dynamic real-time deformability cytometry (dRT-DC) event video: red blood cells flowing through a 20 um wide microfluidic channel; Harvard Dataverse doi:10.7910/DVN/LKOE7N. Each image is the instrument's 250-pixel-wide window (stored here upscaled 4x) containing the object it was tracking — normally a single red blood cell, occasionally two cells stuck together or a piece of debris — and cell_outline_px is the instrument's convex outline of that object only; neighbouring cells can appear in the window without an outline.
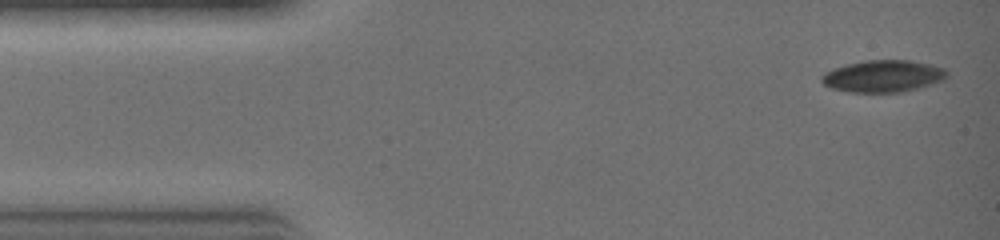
{"species": "common noctule bat (a hibernating species)", "species_latin": "Nyctalus noctula", "temperature_condition": "warm", "stored_images_in_passage": 30, "camera_frame_rate_fps": 3000, "um_per_image_px": 0.085, "animal": {"sex": "female", "body_mass_g": 19.0, "forearm_length_mm": 51.5}, "frame": {"image": 1, "passage_image": 1, "time_ms": 0.0, "image_size_px": [1000, 240], "cell_outline_px": [[948, 76], [944, 80], [932, 84], [900, 92], [848, 92], [832, 88], [824, 84], [820, 80], [820, 76], [824, 72], [848, 64], [868, 60], [908, 60], [928, 64], [944, 68], [948, 72]], "centroid_in_image_um": [75.06, 6.47], "position_along_channel_um": 9.9, "area_um2": 23.18}}
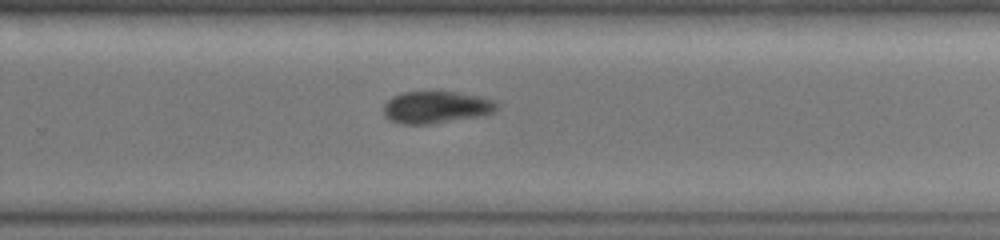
{"frame": {"image": 2, "passage_image": 19, "time_ms": 6.0, "image_size_px": [1000, 240], "cell_outline_px": [[500, 108], [496, 112], [484, 116], [428, 124], [400, 124], [384, 116], [384, 104], [392, 96], [404, 92], [460, 92], [484, 96], [496, 100], [500, 104]], "centroid_in_image_um": [37.19, 9.11], "position_along_channel_um": 292.6, "area_um2": 21.68}}
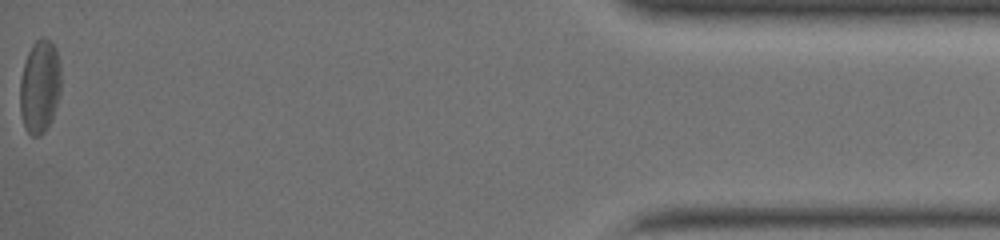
{"frame": {"image": 3, "passage_image": 30, "time_ms": 9.667, "image_size_px": [1000, 240], "cell_outline_px": [[60, 92], [48, 128], [40, 136], [32, 136], [24, 128], [20, 112], [20, 80], [24, 64], [28, 52], [32, 44], [40, 36], [44, 36], [56, 48], [60, 64]], "centroid_in_image_um": [3.37, 7.35], "position_along_channel_um": 431.8, "area_um2": 22.37}}